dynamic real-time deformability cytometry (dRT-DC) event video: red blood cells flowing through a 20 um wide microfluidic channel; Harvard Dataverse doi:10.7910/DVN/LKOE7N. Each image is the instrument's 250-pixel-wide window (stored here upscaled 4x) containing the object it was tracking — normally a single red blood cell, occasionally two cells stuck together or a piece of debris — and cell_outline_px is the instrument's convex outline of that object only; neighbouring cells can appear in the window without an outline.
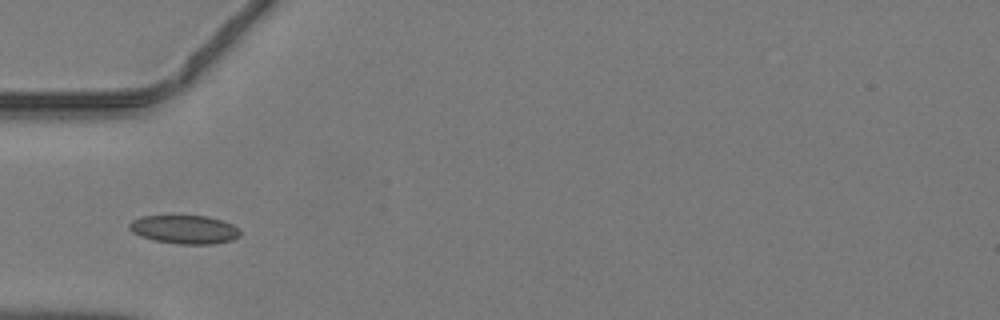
{"species": "common noctule bat (a hibernating species)", "species_latin": "Nyctalus noctula", "temperature_condition": "warm", "stored_images_in_passage": 42, "camera_frame_rate_fps": 3000, "um_per_image_px": 0.085, "animal": {"sex": "male", "body_mass_g": 19.2, "forearm_length_mm": 51.8}, "frame": {"image": 1, "passage_image": 11, "time_ms": 3.333, "image_size_px": [1000, 320], "cell_outline_px": [[240, 236], [232, 240], [212, 244], [180, 244], [152, 240], [140, 236], [132, 232], [128, 228], [128, 224], [132, 220], [140, 216], [208, 216], [224, 220], [240, 228]], "centroid_in_image_um": [15.69, 19.5], "position_along_channel_um": 69.3, "area_um2": 18.67}}
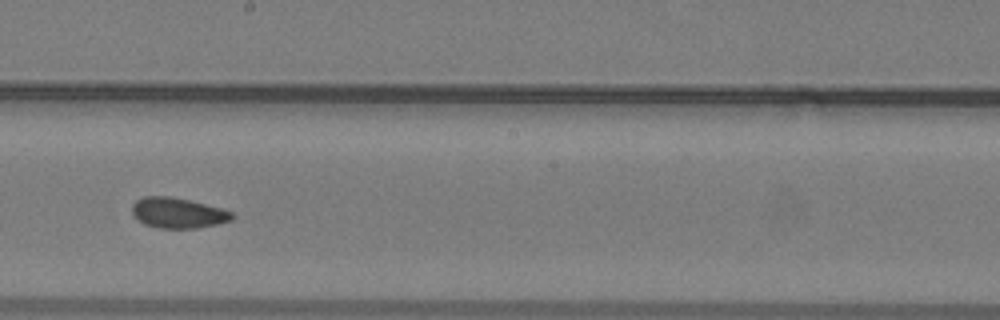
{"frame": {"image": 2, "passage_image": 22, "time_ms": 7.0, "image_size_px": [1000, 320], "cell_outline_px": [[236, 216], [232, 220], [216, 224], [196, 228], [160, 228], [144, 224], [136, 220], [132, 216], [132, 204], [136, 200], [144, 196], [168, 196], [188, 200], [220, 208], [232, 212]], "centroid_in_image_um": [15.08, 18.1], "position_along_channel_um": 233.1, "area_um2": 17.74}}
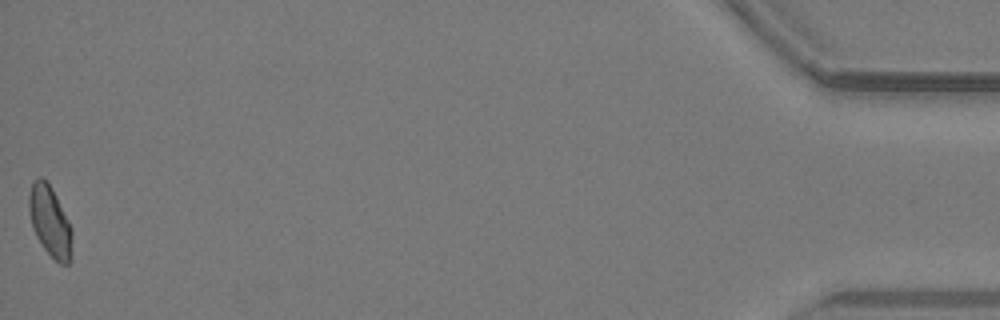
{"frame": {"image": 3, "passage_image": 42, "time_ms": 13.667, "image_size_px": [1000, 320], "cell_outline_px": [[72, 260], [68, 264], [60, 264], [44, 248], [36, 236], [32, 228], [28, 208], [28, 196], [32, 184], [36, 176], [40, 176], [52, 188], [72, 228]], "centroid_in_image_um": [4.25, 18.83], "position_along_channel_um": 430.9, "area_um2": 17.8}}